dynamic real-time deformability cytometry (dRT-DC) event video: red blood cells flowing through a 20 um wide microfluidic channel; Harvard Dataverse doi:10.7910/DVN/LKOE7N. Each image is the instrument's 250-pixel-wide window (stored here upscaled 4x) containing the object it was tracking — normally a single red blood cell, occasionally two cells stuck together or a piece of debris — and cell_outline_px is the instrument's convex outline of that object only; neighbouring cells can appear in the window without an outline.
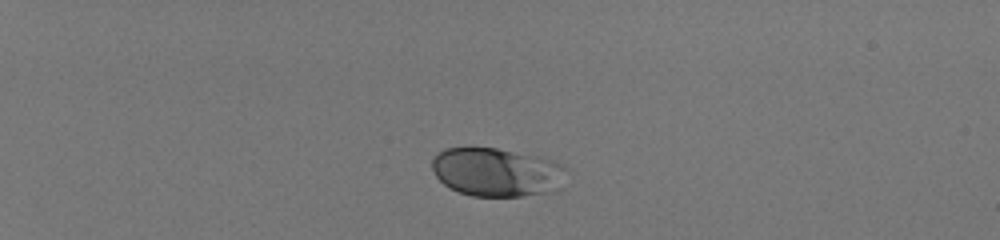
{"species": "human", "species_latin": "Homo sapiens", "temperature_condition": "room temperature", "stored_images_in_passage": 41, "camera_frame_rate_fps": 3000, "um_per_image_px": 0.085, "donor": {"sex": "male"}, "frame": {"image": 1, "passage_image": 1, "time_ms": 0.0, "image_size_px": [1000, 240], "cell_outline_px": [[564, 168], [552, 192], [520, 196], [472, 196], [460, 192], [444, 184], [436, 176], [432, 168], [432, 160], [444, 148], [468, 144], [496, 148], [536, 156], [552, 160], [564, 164]], "centroid_in_image_um": [42.1, 14.58], "position_along_channel_um": 42.9, "area_um2": 37.92}}
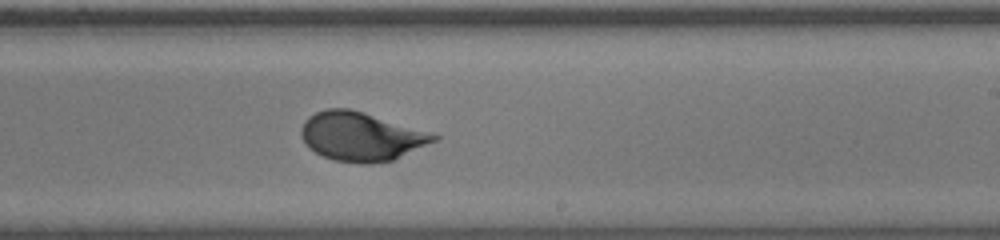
{"frame": {"image": 2, "passage_image": 24, "time_ms": 7.667, "image_size_px": [1000, 240], "cell_outline_px": [[440, 136], [436, 140], [392, 160], [372, 164], [360, 164], [336, 160], [324, 156], [308, 148], [300, 136], [300, 128], [304, 120], [308, 116], [316, 112], [328, 108], [348, 108]], "centroid_in_image_um": [30.6, 11.61], "position_along_channel_um": 258.4, "area_um2": 37.05}}
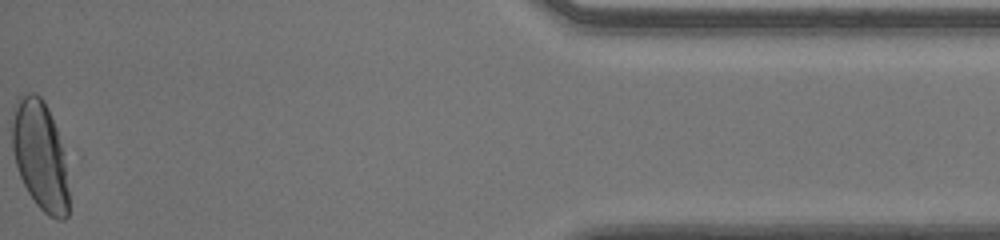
{"frame": {"image": 3, "passage_image": 41, "time_ms": 13.333, "image_size_px": [1000, 240], "cell_outline_px": [[68, 216], [64, 220], [56, 220], [48, 216], [36, 204], [28, 192], [20, 176], [16, 164], [12, 148], [12, 124], [16, 96], [28, 92], [36, 92], [44, 100], [48, 108], [56, 128], [64, 152], [68, 192]], "centroid_in_image_um": [3.4, 13.2], "position_along_channel_um": 431.8, "area_um2": 36.24}, "authors_computed_cell_mechanics": {"area_um2": 36.1828, "velocity_mm_per_s": 4.0261, "shape_relaxation_time_tau1_ms": 3.6076, "shape_relaxation_time_tau2_ms": null, "deformation_change_tau1": 0.1527, "deformation_change_tau2": null}}